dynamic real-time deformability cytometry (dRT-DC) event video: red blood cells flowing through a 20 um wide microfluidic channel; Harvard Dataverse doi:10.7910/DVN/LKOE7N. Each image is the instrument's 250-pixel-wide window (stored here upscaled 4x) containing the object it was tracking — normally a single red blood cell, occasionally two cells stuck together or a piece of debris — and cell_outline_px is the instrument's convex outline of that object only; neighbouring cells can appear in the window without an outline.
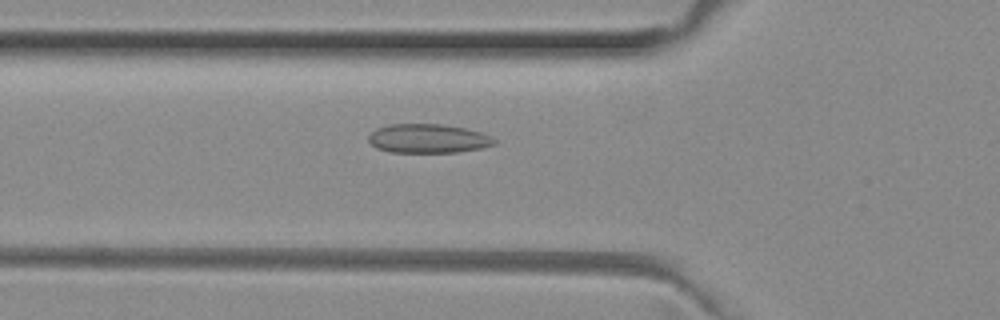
{"species": "common noctule bat (a hibernating species)", "species_latin": "Nyctalus noctula", "temperature_condition": "room temperature", "stored_images_in_passage": 51, "camera_frame_rate_fps": 3000, "um_per_image_px": 0.085, "animal": {"sex": "female", "body_mass_g": 29.2, "forearm_length_mm": 56.3}, "frame": {"image": 1, "passage_image": 17, "time_ms": 5.333, "image_size_px": [1000, 320], "cell_outline_px": [[496, 144], [480, 148], [456, 152], [392, 152], [376, 148], [368, 140], [368, 136], [376, 128], [388, 124], [440, 124], [464, 128], [480, 132], [496, 140]], "centroid_in_image_um": [36.35, 11.77], "position_along_channel_um": 89.5, "area_um2": 21.1}}
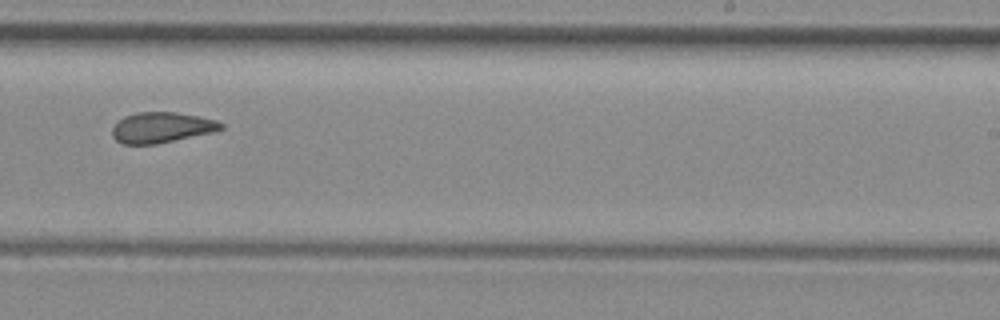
{"frame": {"image": 2, "passage_image": 31, "time_ms": 10.0, "image_size_px": [1000, 320], "cell_outline_px": [[224, 128], [212, 132], [156, 144], [120, 144], [112, 136], [112, 128], [124, 116], [136, 112], [176, 112], [216, 120], [224, 124]], "centroid_in_image_um": [13.71, 10.84], "position_along_channel_um": 275.3, "area_um2": 19.25}}
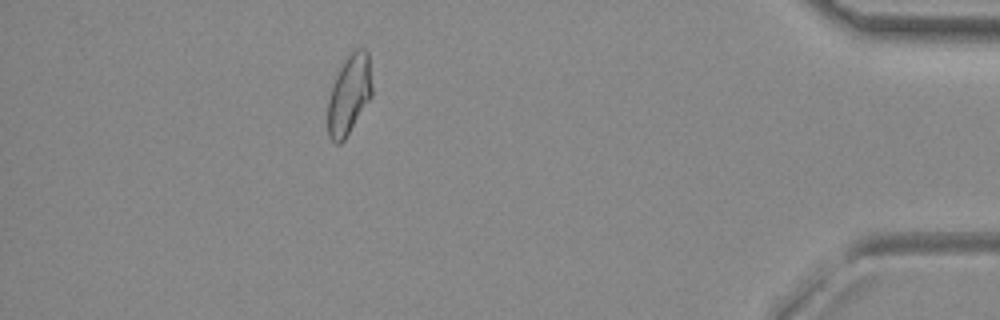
{"frame": {"image": 3, "passage_image": 45, "time_ms": 14.667, "image_size_px": [1000, 320], "cell_outline_px": [[372, 96], [344, 140], [340, 144], [336, 144], [328, 136], [328, 100], [332, 84], [344, 60], [356, 48], [364, 48], [368, 52], [372, 88]], "centroid_in_image_um": [29.67, 8.04], "position_along_channel_um": 405.5, "area_um2": 20.4}, "authors_computed_cell_mechanics": {"area_um2": 20.6346, "velocity_mm_per_s": 3.9784, "shape_relaxation_time_tau1_ms": null, "shape_relaxation_time_tau2_ms": 2.8149, "deformation_change_tau1": null, "deformation_change_tau2": 0.0832}}